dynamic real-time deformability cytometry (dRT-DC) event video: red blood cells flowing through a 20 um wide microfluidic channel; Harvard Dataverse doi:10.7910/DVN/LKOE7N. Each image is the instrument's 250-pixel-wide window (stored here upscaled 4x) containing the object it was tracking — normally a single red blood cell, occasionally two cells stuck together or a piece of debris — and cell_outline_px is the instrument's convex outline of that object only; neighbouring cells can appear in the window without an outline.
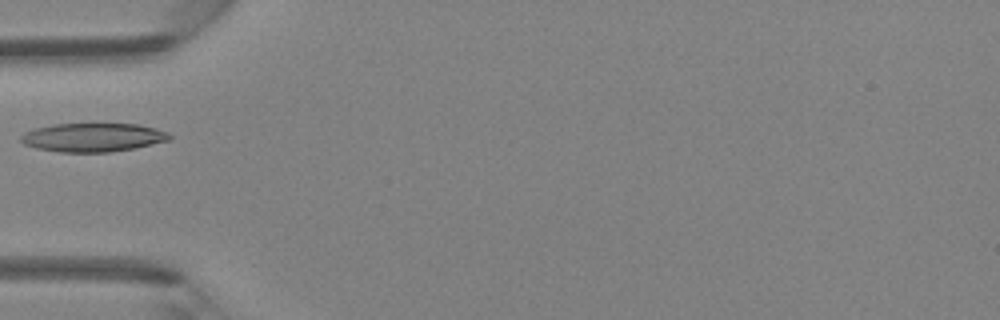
{"species": "Egyptian fruit bat (a non-hibernating species)", "species_latin": "Rousettus aegyptiacus", "temperature_condition": "room temperature", "stored_images_in_passage": 4, "camera_frame_rate_fps": 3000, "um_per_image_px": 0.085, "animal": {"sex": "female"}, "frame": {"image": 1, "passage_image": 4, "time_ms": 3.333, "image_size_px": [1000, 320], "cell_outline_px": [[172, 136], [168, 140], [136, 148], [108, 152], [60, 152], [36, 148], [24, 144], [20, 140], [20, 136], [24, 132], [36, 128], [52, 124], [136, 124], [156, 128], [168, 132]], "centroid_in_image_um": [7.89, 11.68], "position_along_channel_um": 77.1, "area_um2": 24.8}}